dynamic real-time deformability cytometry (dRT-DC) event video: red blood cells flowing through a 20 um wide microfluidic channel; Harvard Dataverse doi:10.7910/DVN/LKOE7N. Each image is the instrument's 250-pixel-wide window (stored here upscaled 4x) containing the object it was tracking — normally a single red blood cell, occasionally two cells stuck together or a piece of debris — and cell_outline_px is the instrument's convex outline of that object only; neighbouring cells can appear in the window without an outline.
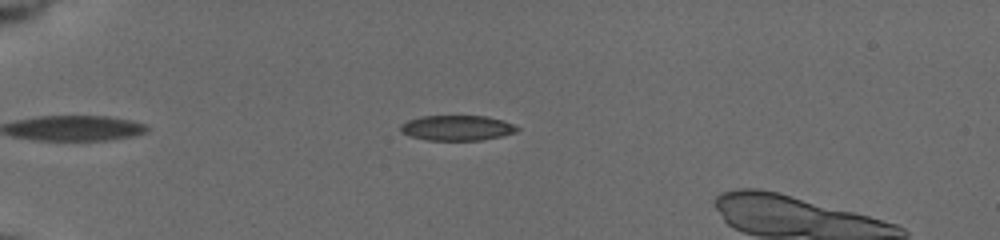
{"species": "common noctule bat (a hibernating species)", "species_latin": "Nyctalus noctula", "temperature_condition": "cold", "stored_images_in_passage": 50, "camera_frame_rate_fps": 3000, "um_per_image_px": 0.085, "animal": {"sex": "female", "body_mass_g": 19.5, "forearm_length_mm": 54.1}, "frame": {"image": 1, "passage_image": 14, "time_ms": 4.333, "image_size_px": [1000, 240], "cell_outline_px": [[520, 128], [516, 132], [500, 136], [480, 140], [428, 140], [412, 136], [400, 132], [400, 124], [408, 120], [424, 116], [488, 116], [504, 120]], "centroid_in_image_um": [38.85, 10.86], "position_along_channel_um": 46.1, "area_um2": 17.05}}
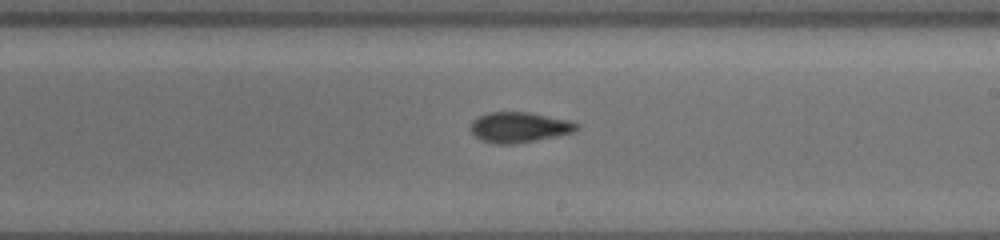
{"frame": {"image": 2, "passage_image": 33, "time_ms": 10.667, "image_size_px": [1000, 240], "cell_outline_px": [[580, 124], [572, 132], [556, 136], [536, 140], [512, 144], [496, 144], [480, 140], [472, 132], [472, 120], [488, 112], [532, 112], [568, 120]], "centroid_in_image_um": [44.13, 10.81], "position_along_channel_um": 244.9, "area_um2": 18.61}}
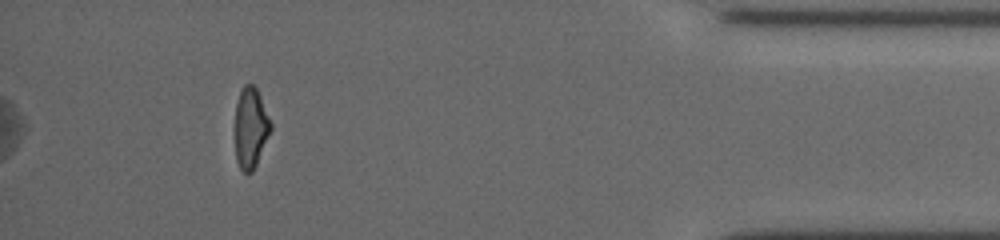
{"frame": {"image": 3, "passage_image": 50, "time_ms": 16.333, "image_size_px": [1000, 240], "cell_outline_px": [[272, 128], [256, 164], [252, 172], [248, 176], [240, 168], [236, 160], [232, 128], [236, 104], [240, 92], [244, 84], [252, 84], [256, 88], [260, 96], [272, 124]], "centroid_in_image_um": [21.25, 10.89], "position_along_channel_um": 414.0, "area_um2": 17.34}, "authors_computed_cell_mechanics": {"area_um2": 17.7735, "velocity_mm_per_s": 3.7678, "shape_relaxation_time_tau1_ms": 2.527, "shape_relaxation_time_tau2_ms": 3.4581, "deformation_change_tau1": 0.1255, "deformation_change_tau2": 0.1034}}